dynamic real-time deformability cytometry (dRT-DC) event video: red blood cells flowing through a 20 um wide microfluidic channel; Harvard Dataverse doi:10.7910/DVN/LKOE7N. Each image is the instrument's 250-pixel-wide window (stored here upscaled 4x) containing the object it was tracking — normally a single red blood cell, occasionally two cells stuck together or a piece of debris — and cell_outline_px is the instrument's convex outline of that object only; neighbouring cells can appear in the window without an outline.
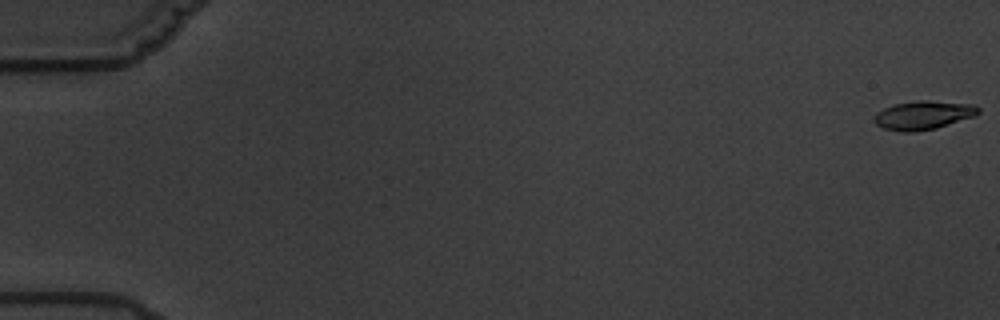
{"species": "common noctule bat (a hibernating species)", "species_latin": "Nyctalus noctula", "temperature_condition": "warm", "stored_images_in_passage": 7, "camera_frame_rate_fps": 3000, "um_per_image_px": 0.085, "animal": {"sex": "male", "body_mass_g": 19.5, "forearm_length_mm": 54.6}, "frame": {"image": 1, "passage_image": 1, "time_ms": 0.0, "image_size_px": [1000, 320], "cell_outline_px": [[980, 112], [976, 116], [936, 128], [916, 132], [900, 132], [884, 128], [876, 124], [872, 120], [872, 116], [876, 112], [884, 108], [896, 104], [920, 100], [928, 100], [976, 104], [980, 108]], "centroid_in_image_um": [78.49, 9.79], "position_along_channel_um": 6.5, "area_um2": 17.69}}
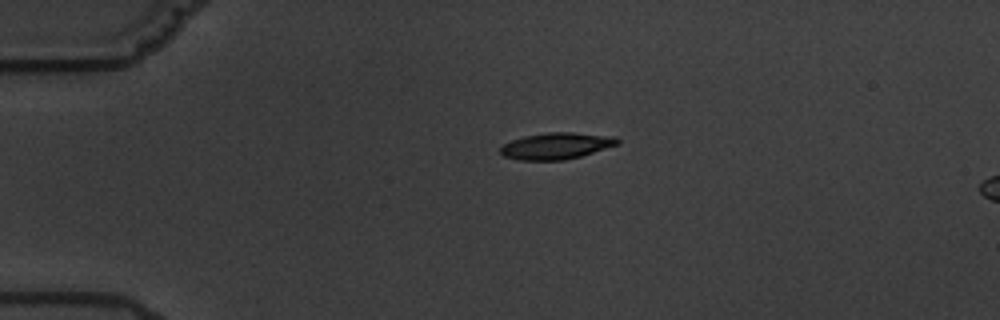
{"frame": {"image": 2, "passage_image": 5, "time_ms": 4.667, "image_size_px": [1000, 320], "cell_outline_px": [[620, 144], [580, 156], [564, 160], [520, 160], [504, 156], [500, 152], [500, 148], [504, 144], [512, 140], [524, 136], [548, 132], [572, 132], [616, 136], [620, 140]], "centroid_in_image_um": [47.32, 12.39], "position_along_channel_um": 37.7, "area_um2": 18.09}}